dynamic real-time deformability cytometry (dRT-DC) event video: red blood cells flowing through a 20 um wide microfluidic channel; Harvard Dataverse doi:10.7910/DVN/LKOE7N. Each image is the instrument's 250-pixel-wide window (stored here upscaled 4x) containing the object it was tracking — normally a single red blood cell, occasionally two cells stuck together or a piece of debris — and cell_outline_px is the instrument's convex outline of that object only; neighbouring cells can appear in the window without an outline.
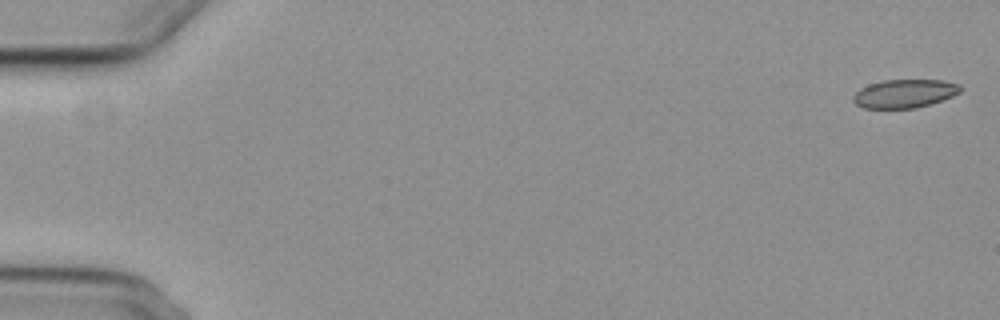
{"species": "common noctule bat (a hibernating species)", "species_latin": "Nyctalus noctula", "temperature_condition": "cold", "stored_images_in_passage": 5, "camera_frame_rate_fps": 3000, "um_per_image_px": 0.085, "animal": {"sex": "female", "body_mass_g": 29.2, "forearm_length_mm": 56.3}, "frame": {"image": 1, "passage_image": 1, "time_ms": 0.0, "image_size_px": [1000, 320], "cell_outline_px": [[964, 88], [960, 92], [952, 96], [916, 108], [864, 108], [856, 104], [852, 100], [852, 96], [860, 88], [868, 84], [884, 80], [944, 80], [960, 84]], "centroid_in_image_um": [76.88, 7.94], "position_along_channel_um": 8.1, "area_um2": 17.8}}
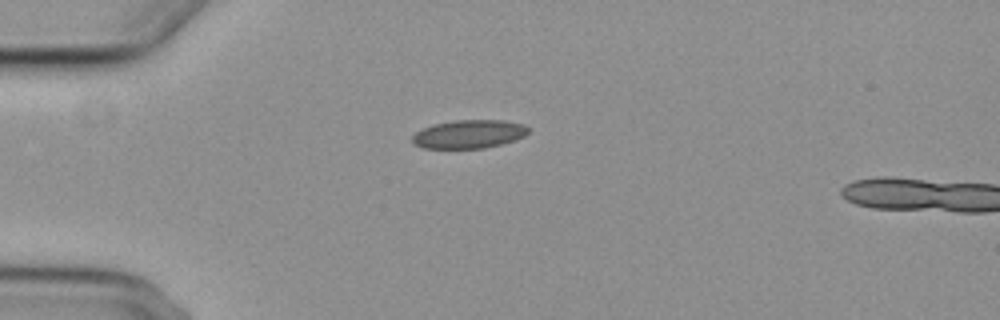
{"frame": {"image": 2, "passage_image": 4, "time_ms": 4.667, "image_size_px": [1000, 320], "cell_outline_px": [[528, 132], [524, 136], [516, 140], [484, 148], [424, 148], [416, 144], [412, 140], [412, 136], [416, 132], [432, 124], [452, 120], [504, 120], [524, 124], [528, 128]], "centroid_in_image_um": [39.88, 11.39], "position_along_channel_um": 45.1, "area_um2": 19.19}}